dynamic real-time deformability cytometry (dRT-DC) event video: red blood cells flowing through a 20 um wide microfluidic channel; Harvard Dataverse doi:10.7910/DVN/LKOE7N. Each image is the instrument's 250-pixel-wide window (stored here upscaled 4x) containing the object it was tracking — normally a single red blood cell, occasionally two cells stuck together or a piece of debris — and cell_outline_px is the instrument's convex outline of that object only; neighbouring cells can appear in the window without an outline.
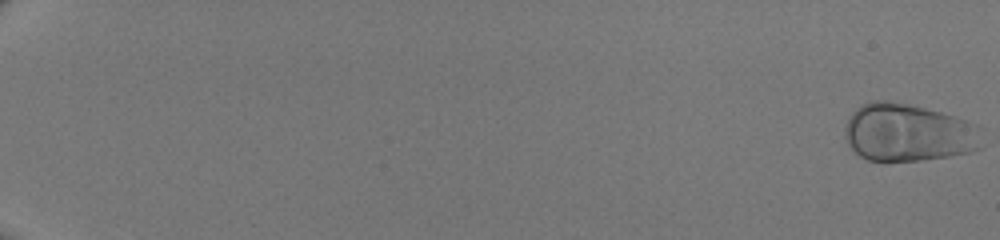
{"species": "human", "species_latin": "Homo sapiens", "temperature_condition": "room temperature", "stored_images_in_passage": 51, "camera_frame_rate_fps": 3000, "um_per_image_px": 0.085, "donor": {"sex": "male"}, "frame": {"image": 1, "passage_image": 1, "time_ms": 0.0, "image_size_px": [1000, 240], "cell_outline_px": [[980, 148], [972, 152], [948, 156], [920, 160], [868, 160], [860, 156], [848, 144], [844, 136], [844, 128], [852, 112], [856, 108], [872, 100], [888, 100], [924, 108], [956, 116], [968, 120], [976, 124]], "centroid_in_image_um": [77.16, 11.26], "position_along_channel_um": 7.8, "area_um2": 45.78}}
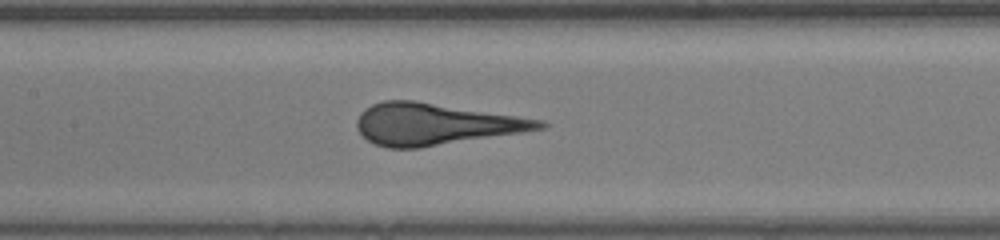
{"frame": {"image": 2, "passage_image": 29, "time_ms": 9.333, "image_size_px": [1000, 240], "cell_outline_px": [[548, 124], [544, 128], [524, 132], [420, 148], [388, 148], [376, 144], [368, 140], [356, 128], [356, 120], [360, 112], [364, 108], [372, 104], [384, 100], [416, 100], [544, 120]], "centroid_in_image_um": [36.98, 10.54], "position_along_channel_um": 170.4, "area_um2": 44.45}}
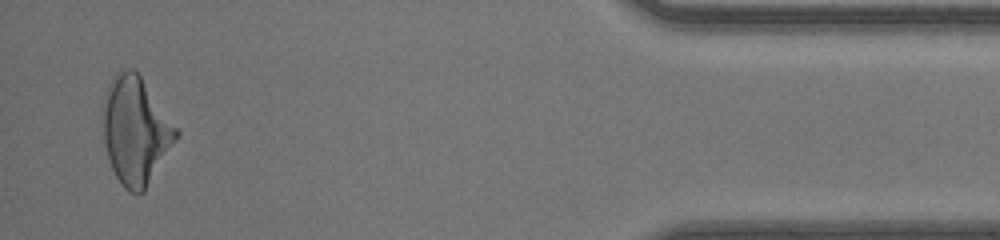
{"frame": {"image": 3, "passage_image": 50, "time_ms": 16.333, "image_size_px": [1000, 240], "cell_outline_px": [[180, 136], [144, 192], [136, 196], [128, 192], [124, 188], [116, 176], [112, 168], [108, 156], [104, 140], [104, 108], [108, 84], [124, 68], [132, 68], [140, 76], [180, 132]], "centroid_in_image_um": [11.56, 11.17], "position_along_channel_um": 423.6, "area_um2": 45.32}}